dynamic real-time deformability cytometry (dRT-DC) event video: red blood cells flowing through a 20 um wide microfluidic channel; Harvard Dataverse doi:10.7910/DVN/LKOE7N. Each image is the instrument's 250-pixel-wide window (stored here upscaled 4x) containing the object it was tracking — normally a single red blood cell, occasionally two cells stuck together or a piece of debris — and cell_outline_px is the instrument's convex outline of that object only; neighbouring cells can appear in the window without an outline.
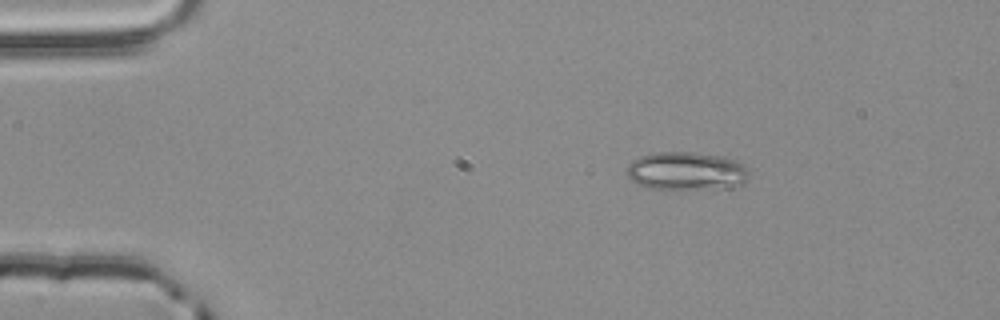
{"species": "common noctule bat (a hibernating species)", "species_latin": "Nyctalus noctula", "temperature_condition": "room temperature", "stored_images_in_passage": 4, "camera_frame_rate_fps": 3000, "um_per_image_px": 0.085, "animal": {"sex": "male", "body_mass_g": 20.4}, "frame": {"image": 1, "passage_image": 1, "time_ms": 0.0, "image_size_px": [1000, 320], "cell_outline_px": [[748, 180], [740, 184], [700, 188], [652, 188], [640, 184], [632, 180], [628, 176], [624, 168], [632, 160], [640, 156], [652, 152], [692, 152], [724, 156], [740, 160], [748, 168]], "centroid_in_image_um": [58.32, 14.49], "position_along_channel_um": 26.7, "area_um2": 26.99}}
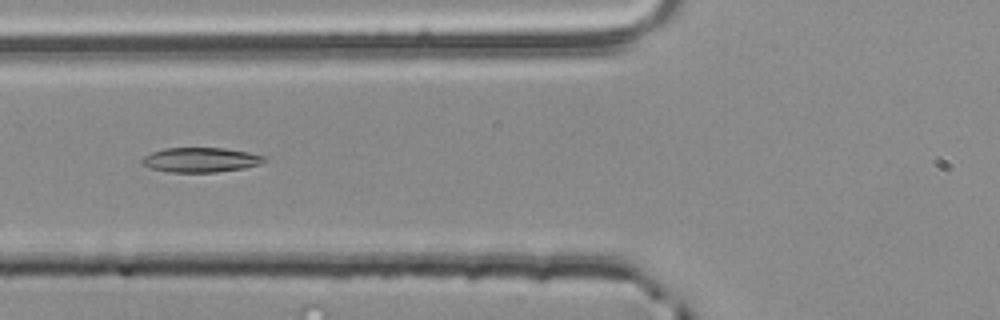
{"frame": {"image": 2, "passage_image": 4, "time_ms": 1.0, "image_size_px": [1000, 320], "cell_outline_px": [[264, 160], [260, 164], [244, 168], [216, 172], [168, 172], [152, 168], [140, 164], [140, 160], [144, 156], [152, 152], [164, 148], [224, 148], [248, 152], [264, 156]], "centroid_in_image_um": [17.01, 13.59], "position_along_channel_um": 108.8, "area_um2": 17.51}}